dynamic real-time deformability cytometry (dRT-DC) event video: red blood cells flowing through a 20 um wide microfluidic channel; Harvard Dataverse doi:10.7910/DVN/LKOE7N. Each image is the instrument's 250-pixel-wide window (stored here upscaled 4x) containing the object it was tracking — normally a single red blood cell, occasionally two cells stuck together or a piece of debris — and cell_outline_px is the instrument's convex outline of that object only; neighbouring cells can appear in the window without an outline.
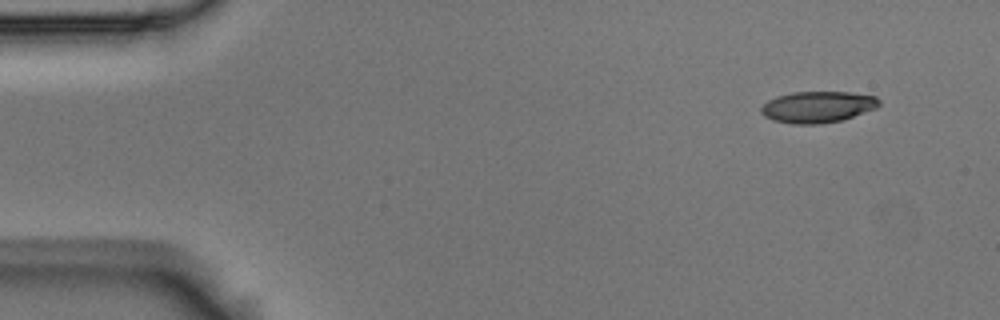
{"species": "Egyptian fruit bat (a non-hibernating species)", "species_latin": "Rousettus aegyptiacus", "temperature_condition": "room temperature", "stored_images_in_passage": 4, "camera_frame_rate_fps": 3000, "um_per_image_px": 0.085, "animal": {"sex": "male"}, "frame": {"image": 1, "passage_image": 1, "time_ms": 0.0, "image_size_px": [1000, 320], "cell_outline_px": [[880, 104], [876, 108], [844, 120], [820, 124], [792, 124], [772, 120], [764, 116], [760, 112], [760, 108], [768, 100], [776, 96], [792, 92], [848, 92], [876, 96], [880, 100]], "centroid_in_image_um": [69.49, 9.09], "position_along_channel_um": 15.5, "area_um2": 21.79}}
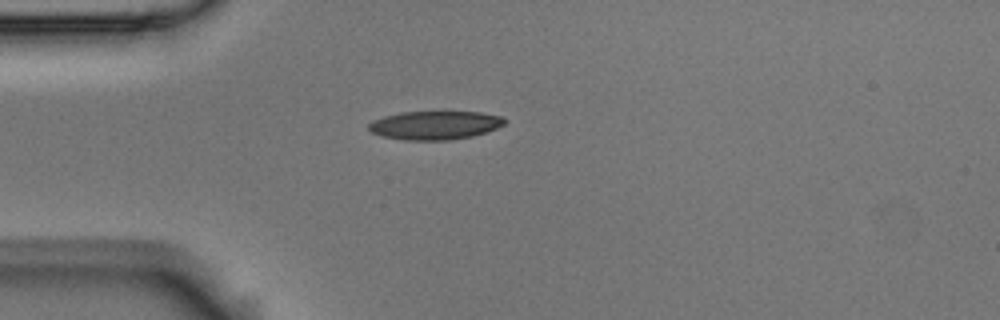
{"frame": {"image": 2, "passage_image": 4, "time_ms": 1.0, "image_size_px": [1000, 320], "cell_outline_px": [[508, 120], [504, 124], [496, 128], [472, 136], [452, 140], [404, 140], [380, 136], [372, 132], [368, 128], [368, 124], [372, 120], [384, 116], [400, 112], [480, 112], [500, 116]], "centroid_in_image_um": [36.94, 10.64], "position_along_channel_um": 48.1, "area_um2": 22.66}}